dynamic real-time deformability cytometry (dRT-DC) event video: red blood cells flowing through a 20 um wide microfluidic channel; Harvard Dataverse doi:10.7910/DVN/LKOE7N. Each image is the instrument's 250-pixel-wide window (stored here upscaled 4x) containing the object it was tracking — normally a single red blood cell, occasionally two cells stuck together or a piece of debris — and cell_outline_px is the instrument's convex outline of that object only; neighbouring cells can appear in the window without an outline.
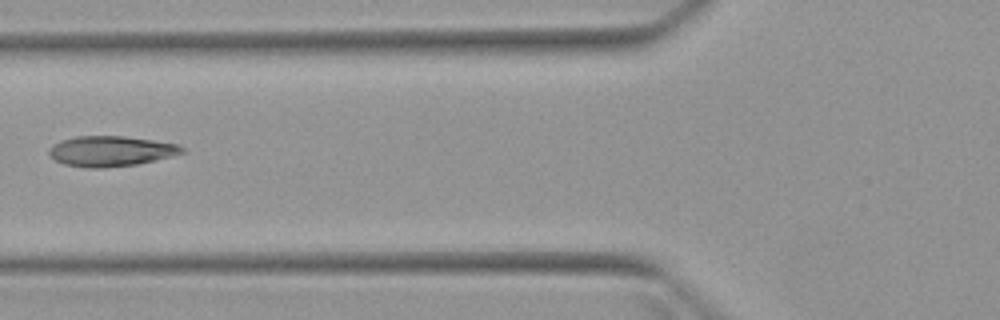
{"species": "Egyptian fruit bat (a non-hibernating species)", "species_latin": "Rousettus aegyptiacus", "temperature_condition": "warm", "stored_images_in_passage": 5, "camera_frame_rate_fps": 3000, "um_per_image_px": 0.085, "animal": {"sex": "female"}, "frame": {"image": 1, "passage_image": 5, "time_ms": 6.0, "image_size_px": [1000, 320], "cell_outline_px": [[184, 152], [172, 156], [156, 160], [136, 164], [104, 168], [88, 168], [64, 164], [48, 156], [48, 152], [60, 140], [76, 136], [124, 136], [180, 144], [184, 148]], "centroid_in_image_um": [9.44, 12.85], "position_along_channel_um": 116.4, "area_um2": 23.47}}